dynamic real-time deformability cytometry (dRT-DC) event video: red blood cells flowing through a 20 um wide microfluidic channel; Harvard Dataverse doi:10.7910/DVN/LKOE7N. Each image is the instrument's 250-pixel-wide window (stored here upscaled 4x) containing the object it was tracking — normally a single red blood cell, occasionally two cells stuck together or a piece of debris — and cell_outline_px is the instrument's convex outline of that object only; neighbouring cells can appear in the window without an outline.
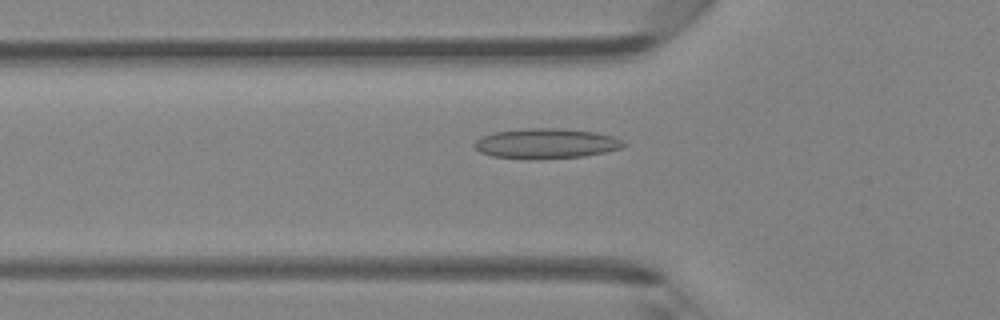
{"species": "Egyptian fruit bat (a non-hibernating species)", "species_latin": "Rousettus aegyptiacus", "temperature_condition": "room temperature", "stored_images_in_passage": 47, "camera_frame_rate_fps": 3000, "um_per_image_px": 0.085, "animal": {"sex": "female"}, "frame": {"image": 1, "passage_image": 16, "time_ms": 5.0, "image_size_px": [1000, 320], "cell_outline_px": [[624, 148], [584, 156], [536, 160], [528, 160], [492, 156], [480, 152], [472, 144], [480, 136], [496, 132], [528, 128], [560, 128], [596, 132], [612, 136], [624, 140]], "centroid_in_image_um": [46.41, 12.21], "position_along_channel_um": 79.4, "area_um2": 26.47}}
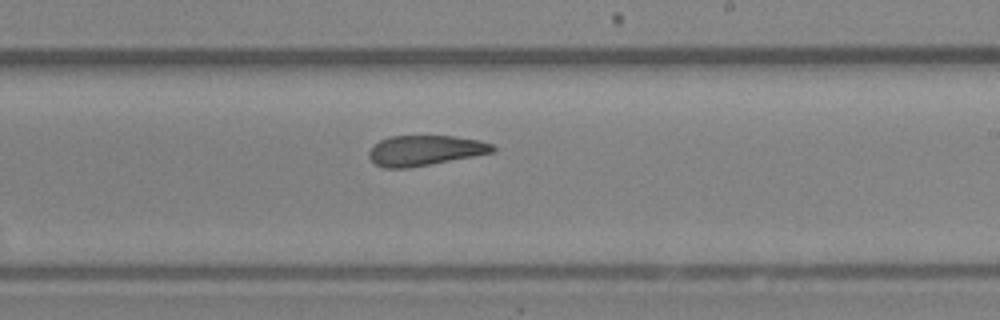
{"frame": {"image": 2, "passage_image": 28, "time_ms": 9.0, "image_size_px": [1000, 320], "cell_outline_px": [[496, 152], [408, 168], [384, 168], [376, 164], [368, 156], [368, 152], [380, 140], [388, 136], [452, 136], [480, 140], [492, 144], [496, 148]], "centroid_in_image_um": [36.14, 12.78], "position_along_channel_um": 252.9, "area_um2": 21.73}}
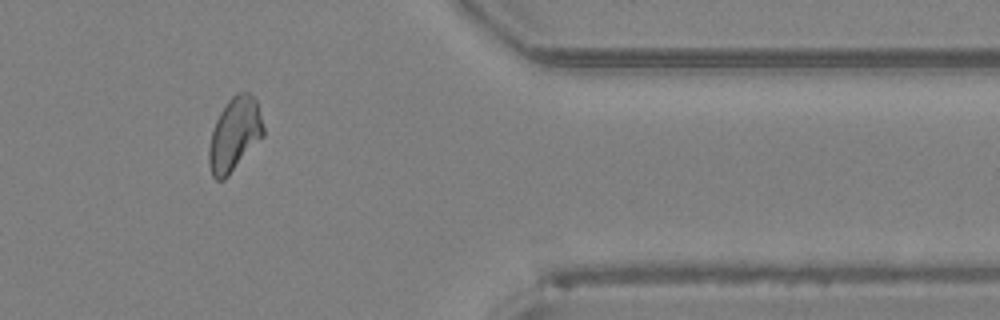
{"frame": {"image": 3, "passage_image": 39, "time_ms": 12.667, "image_size_px": [1000, 320], "cell_outline_px": [[264, 136], [228, 176], [224, 180], [216, 180], [212, 176], [208, 164], [208, 148], [212, 132], [216, 120], [220, 112], [228, 100], [236, 92], [248, 92], [256, 100], [264, 128]], "centroid_in_image_um": [19.92, 11.44], "position_along_channel_um": 391.5, "area_um2": 23.35}, "authors_computed_cell_mechanics": {"area_um2": 23.12, "velocity_mm_per_s": 4.3434, "shape_relaxation_time_tau1_ms": null, "shape_relaxation_time_tau2_ms": 2.2289, "deformation_change_tau1": null, "deformation_change_tau2": 0.1045}}